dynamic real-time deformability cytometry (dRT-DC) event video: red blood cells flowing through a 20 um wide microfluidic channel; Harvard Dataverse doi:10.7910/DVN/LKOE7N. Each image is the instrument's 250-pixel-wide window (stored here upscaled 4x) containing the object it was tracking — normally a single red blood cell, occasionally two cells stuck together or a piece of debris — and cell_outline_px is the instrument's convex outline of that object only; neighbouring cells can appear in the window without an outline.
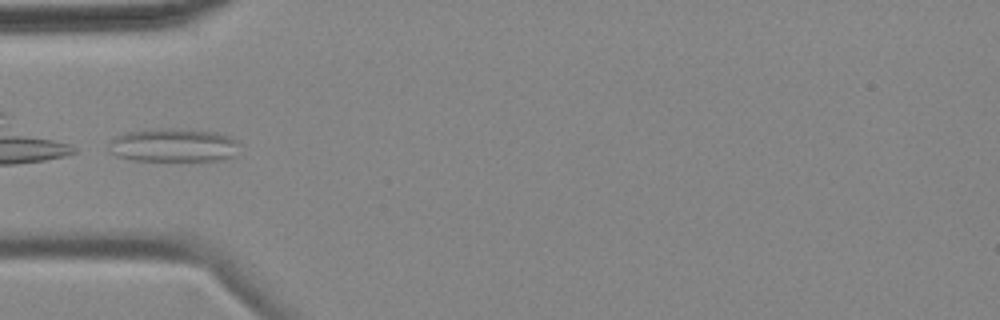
{"species": "common noctule bat (a hibernating species)", "species_latin": "Nyctalus noctula", "temperature_condition": "cold", "stored_images_in_passage": 9, "camera_frame_rate_fps": 3000, "um_per_image_px": 0.085, "animal": {"sex": "female", "body_mass_g": 18.4}, "frame": {"image": 1, "passage_image": 4, "time_ms": 3.333, "image_size_px": [1000, 320], "cell_outline_px": [[236, 156], [224, 160], [132, 160], [116, 156], [108, 152], [108, 144], [116, 136], [124, 132], [168, 128], [216, 132], [232, 136], [236, 140]], "centroid_in_image_um": [14.72, 12.35], "position_along_channel_um": 70.3, "area_um2": 25.49}}
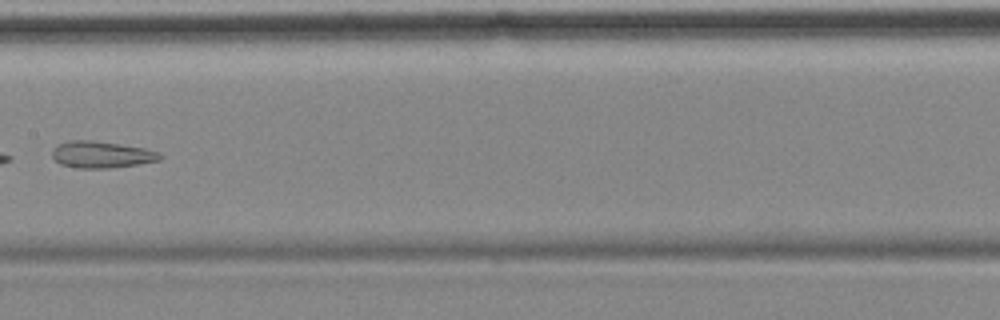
{"frame": {"image": 2, "passage_image": 7, "time_ms": 7.0, "image_size_px": [1000, 320], "cell_outline_px": [[164, 156], [160, 160], [136, 164], [108, 168], [80, 168], [60, 164], [52, 156], [52, 148], [56, 144], [68, 140], [88, 140], [144, 148], [160, 152]], "centroid_in_image_um": [8.6, 13.13], "position_along_channel_um": 198.8, "area_um2": 16.65}}
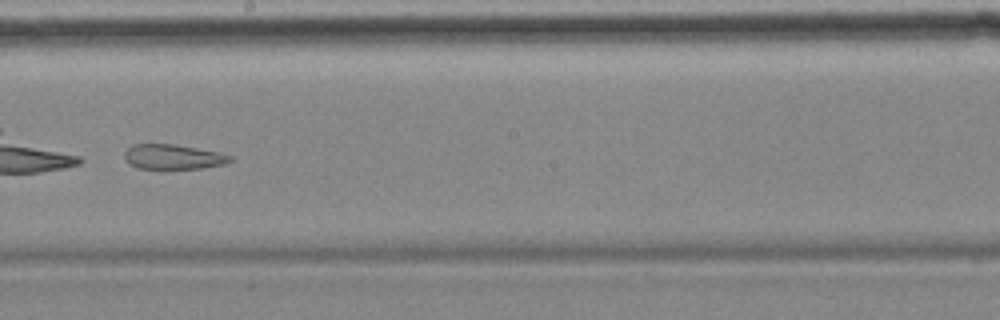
{"frame": {"image": 3, "passage_image": 8, "time_ms": 8.0, "image_size_px": [1000, 320], "cell_outline_px": [[232, 160], [224, 164], [204, 168], [164, 172], [140, 168], [128, 164], [124, 156], [124, 152], [132, 144], [172, 144], [220, 152], [232, 156]], "centroid_in_image_um": [14.69, 13.38], "position_along_channel_um": 233.5, "area_um2": 16.13}}